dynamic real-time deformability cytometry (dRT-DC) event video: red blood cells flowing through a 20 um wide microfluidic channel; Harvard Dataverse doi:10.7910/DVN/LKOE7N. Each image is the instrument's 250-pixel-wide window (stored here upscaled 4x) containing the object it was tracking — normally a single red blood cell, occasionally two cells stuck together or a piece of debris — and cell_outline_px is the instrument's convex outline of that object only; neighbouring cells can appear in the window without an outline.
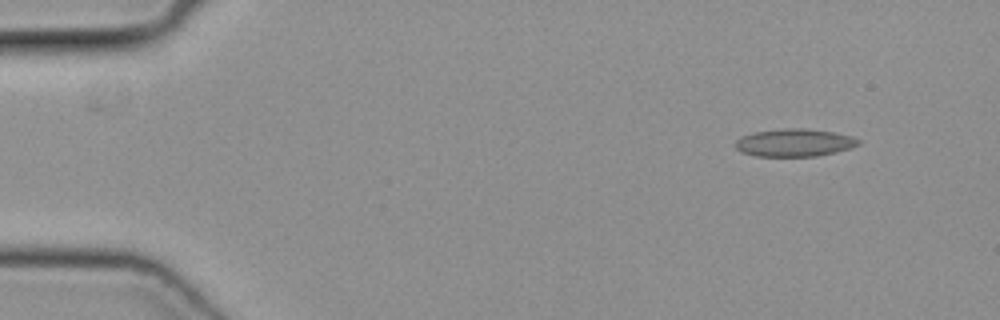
{"species": "common noctule bat (a hibernating species)", "species_latin": "Nyctalus noctula", "temperature_condition": "cold", "stored_images_in_passage": 46, "camera_frame_rate_fps": 3000, "um_per_image_px": 0.085, "animal": {"sex": "female", "body_mass_g": 19.3, "forearm_length_mm": 54.1}, "frame": {"image": 1, "passage_image": 1, "time_ms": 0.0, "image_size_px": [1000, 320], "cell_outline_px": [[860, 144], [836, 152], [816, 156], [756, 156], [740, 152], [736, 148], [736, 140], [740, 136], [756, 132], [784, 128], [804, 128], [832, 132], [852, 136], [860, 140]], "centroid_in_image_um": [67.51, 12.13], "position_along_channel_um": 17.5, "area_um2": 19.77}}
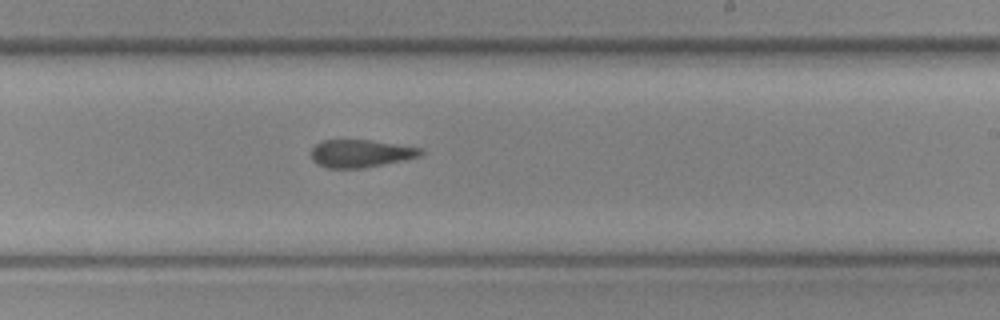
{"frame": {"image": 2, "passage_image": 26, "time_ms": 8.333, "image_size_px": [1000, 320], "cell_outline_px": [[424, 152], [420, 156], [404, 160], [364, 168], [328, 168], [312, 160], [312, 148], [316, 144], [324, 140], [368, 140], [420, 148]], "centroid_in_image_um": [30.65, 13.05], "position_along_channel_um": 258.3, "area_um2": 17.4}}
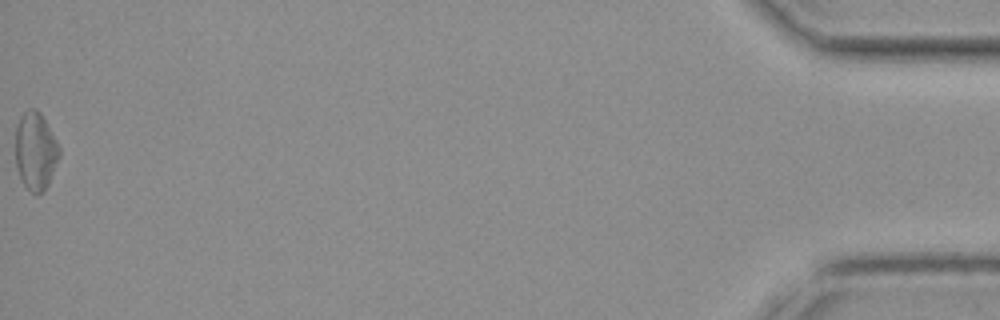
{"frame": {"image": 3, "passage_image": 46, "time_ms": 15.0, "image_size_px": [1000, 320], "cell_outline_px": [[60, 156], [48, 184], [44, 192], [36, 196], [24, 184], [20, 176], [16, 164], [16, 128], [24, 112], [28, 108], [36, 108], [40, 112], [56, 140], [60, 148]], "centroid_in_image_um": [3.04, 12.86], "position_along_channel_um": 432.2, "area_um2": 19.71}}